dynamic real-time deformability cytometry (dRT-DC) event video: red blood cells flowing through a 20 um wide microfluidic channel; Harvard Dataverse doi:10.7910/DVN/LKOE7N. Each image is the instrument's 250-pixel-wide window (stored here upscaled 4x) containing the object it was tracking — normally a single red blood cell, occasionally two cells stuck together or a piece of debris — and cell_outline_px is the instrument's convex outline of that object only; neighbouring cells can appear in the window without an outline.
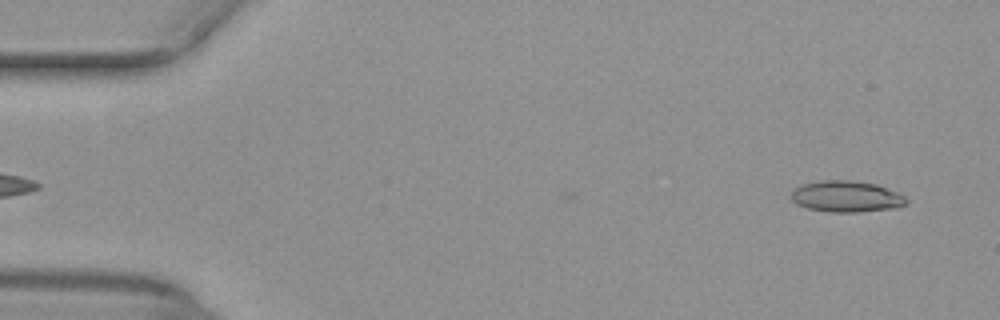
{"species": "common noctule bat (a hibernating species)", "species_latin": "Nyctalus noctula", "temperature_condition": "warm", "stored_images_in_passage": 3, "camera_frame_rate_fps": 3000, "um_per_image_px": 0.085, "animal": {"sex": "female", "body_mass_g": 29.2, "forearm_length_mm": 56.3}, "frame": {"image": 1, "passage_image": 3, "time_ms": 0.667, "image_size_px": [1000, 320], "cell_outline_px": [[908, 204], [896, 208], [856, 212], [832, 212], [808, 208], [796, 204], [792, 200], [792, 188], [800, 184], [820, 180], [852, 180], [876, 184], [896, 192], [904, 196], [908, 200]], "centroid_in_image_um": [71.92, 16.69], "position_along_channel_um": 13.1, "area_um2": 21.1}}